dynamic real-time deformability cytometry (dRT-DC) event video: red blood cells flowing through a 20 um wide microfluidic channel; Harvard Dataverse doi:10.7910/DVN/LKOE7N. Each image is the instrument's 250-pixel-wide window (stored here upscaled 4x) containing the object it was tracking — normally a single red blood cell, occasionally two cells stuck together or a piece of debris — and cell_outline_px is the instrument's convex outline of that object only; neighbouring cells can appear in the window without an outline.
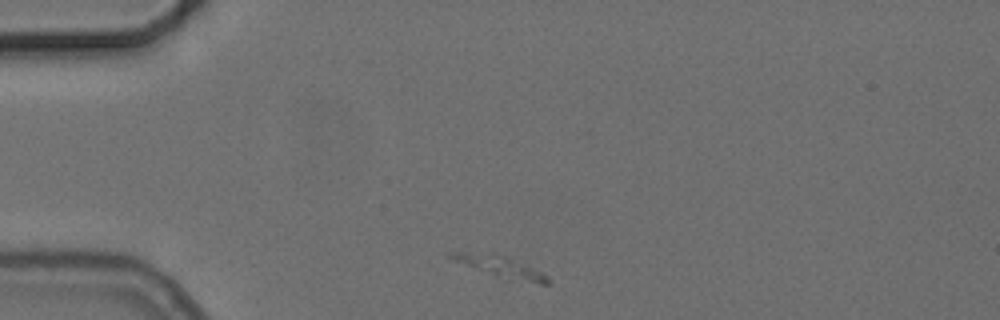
{"species": "common noctule bat (a hibernating species)", "species_latin": "Nyctalus noctula", "temperature_condition": "cold", "stored_images_in_passage": 45, "camera_frame_rate_fps": 3000, "um_per_image_px": 0.085, "animal": {"sex": "female", "body_mass_g": 24.6, "forearm_length_mm": 56.2}, "frame": {"image": 1, "passage_image": 1, "time_ms": 0.0, "image_size_px": [1000, 320], "cell_outline_px": [[552, 280], [548, 284], [540, 284], [496, 276], [452, 260], [448, 256], [448, 252], [492, 252], [504, 256], [532, 268], [548, 276]], "centroid_in_image_um": [42.49, 22.65], "position_along_channel_um": 42.5, "area_um2": 11.62}}
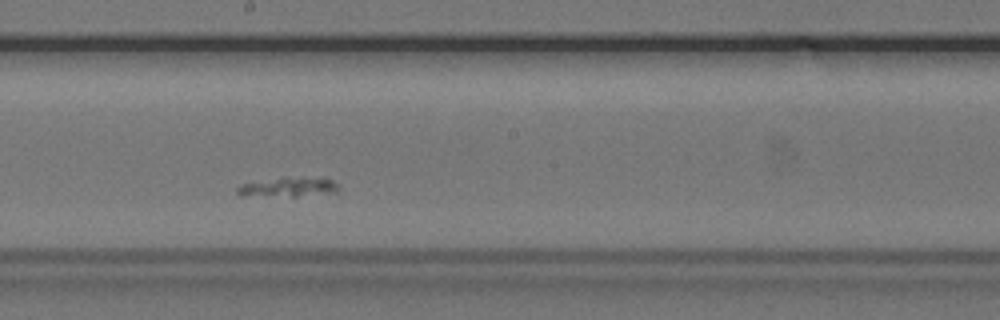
{"frame": {"image": 2, "passage_image": 19, "time_ms": 6.0, "image_size_px": [1000, 320], "cell_outline_px": [[340, 188], [336, 192], [296, 196], [240, 196], [236, 192], [236, 188], [240, 184], [280, 176], [304, 176], [332, 180], [340, 184]], "centroid_in_image_um": [24.47, 15.87], "position_along_channel_um": 223.7, "area_um2": 12.02}}
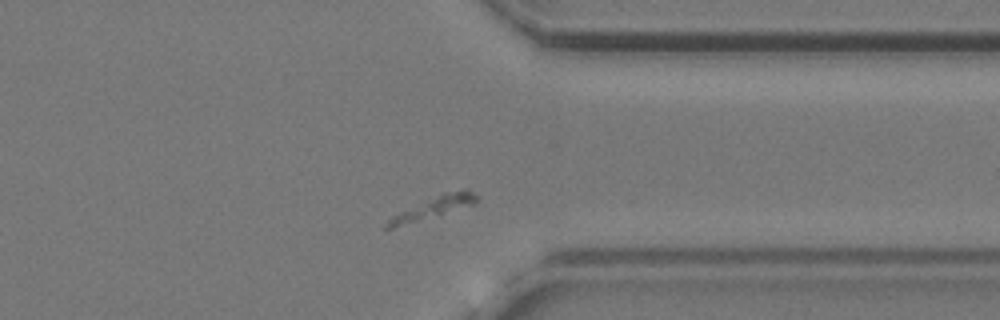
{"frame": {"image": 3, "passage_image": 32, "time_ms": 10.333, "image_size_px": [1000, 320], "cell_outline_px": [[480, 200], [476, 204], [392, 228], [384, 228], [384, 224], [392, 216], [444, 192], [464, 188], [468, 188]], "centroid_in_image_um": [36.92, 17.61], "position_along_channel_um": 374.5, "area_um2": 11.04}}